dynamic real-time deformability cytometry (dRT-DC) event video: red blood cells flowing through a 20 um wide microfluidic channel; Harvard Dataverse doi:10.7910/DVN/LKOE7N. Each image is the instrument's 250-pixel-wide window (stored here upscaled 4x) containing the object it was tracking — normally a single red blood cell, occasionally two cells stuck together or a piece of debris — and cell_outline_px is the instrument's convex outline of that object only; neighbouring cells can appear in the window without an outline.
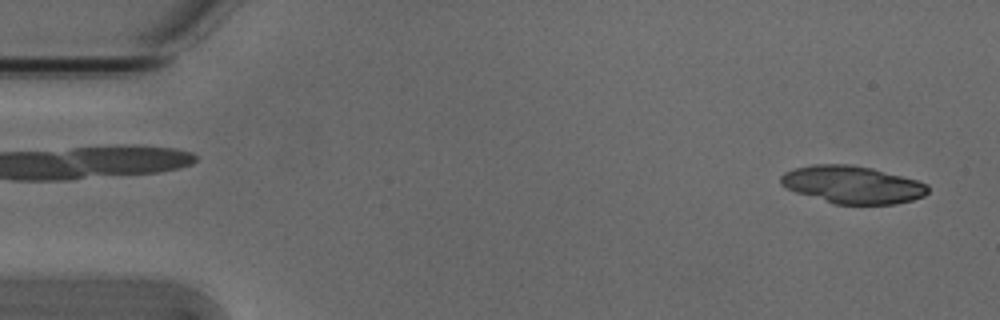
{"species": "Egyptian fruit bat (a non-hibernating species)", "species_latin": "Rousettus aegyptiacus", "temperature_condition": "cold", "stored_images_in_passage": 16, "camera_frame_rate_fps": 3000, "um_per_image_px": 0.085, "animal": {"sex": "male"}, "frame": {"image": 1, "passage_image": 2, "time_ms": 0.333, "image_size_px": [1000, 320], "cell_outline_px": [[928, 192], [924, 196], [912, 200], [896, 204], [836, 204], [796, 192], [780, 184], [780, 176], [784, 172], [796, 168], [812, 164], [852, 164], [872, 168], [916, 180], [928, 184]], "centroid_in_image_um": [72.46, 15.69], "position_along_channel_um": 12.5, "area_um2": 32.08}}